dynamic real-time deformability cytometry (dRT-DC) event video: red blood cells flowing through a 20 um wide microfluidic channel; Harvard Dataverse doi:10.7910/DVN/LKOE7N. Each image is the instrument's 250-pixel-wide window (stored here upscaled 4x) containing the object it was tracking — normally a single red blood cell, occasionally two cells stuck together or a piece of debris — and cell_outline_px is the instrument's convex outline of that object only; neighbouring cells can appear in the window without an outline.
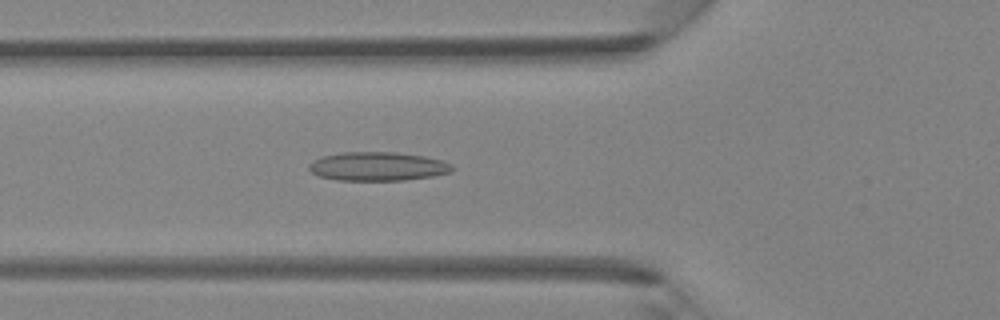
{"species": "Egyptian fruit bat (a non-hibernating species)", "species_latin": "Rousettus aegyptiacus", "temperature_condition": "room temperature", "stored_images_in_passage": 43, "camera_frame_rate_fps": 3000, "um_per_image_px": 0.085, "animal": {"sex": "female"}, "frame": {"image": 1, "passage_image": 15, "time_ms": 4.667, "image_size_px": [1000, 320], "cell_outline_px": [[456, 168], [452, 172], [432, 176], [404, 180], [336, 180], [320, 176], [312, 172], [308, 168], [308, 164], [312, 160], [320, 156], [344, 152], [396, 152], [424, 156], [444, 160], [452, 164]], "centroid_in_image_um": [32.13, 14.13], "position_along_channel_um": 93.7, "area_um2": 24.28}}
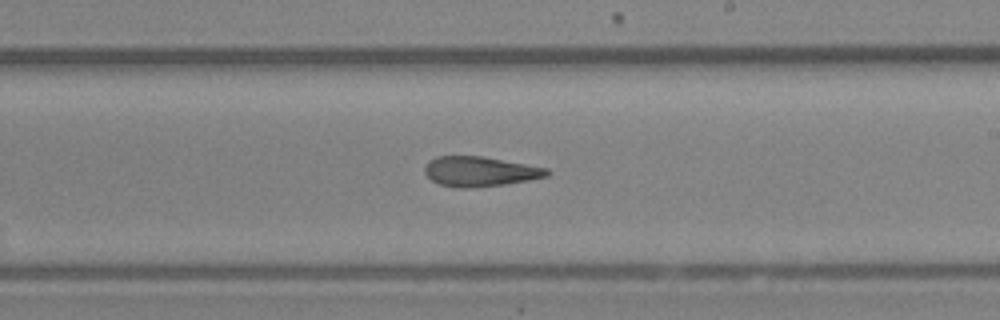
{"frame": {"image": 2, "passage_image": 25, "time_ms": 8.0, "image_size_px": [1000, 320], "cell_outline_px": [[552, 172], [548, 176], [528, 180], [504, 184], [468, 188], [464, 188], [440, 184], [432, 180], [424, 172], [424, 168], [428, 160], [436, 156], [484, 156], [548, 168]], "centroid_in_image_um": [40.81, 14.56], "position_along_channel_um": 248.2, "area_um2": 21.27}}
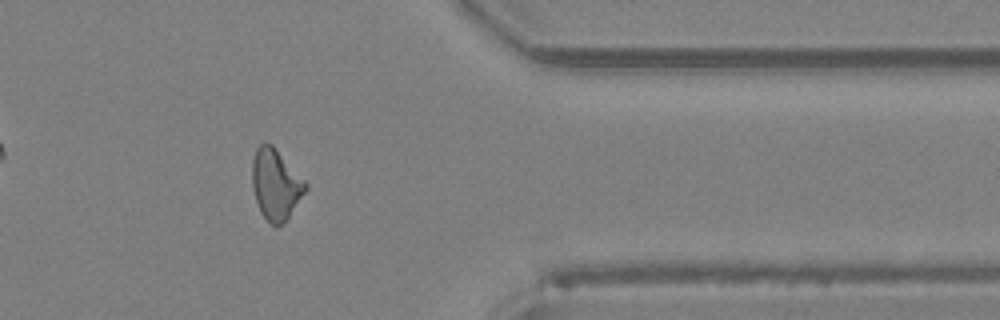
{"frame": {"image": 3, "passage_image": 35, "time_ms": 11.333, "image_size_px": [1000, 320], "cell_outline_px": [[308, 188], [288, 220], [276, 228], [260, 212], [252, 188], [252, 160], [256, 148], [264, 140], [272, 144], [308, 184]], "centroid_in_image_um": [23.44, 15.68], "position_along_channel_um": 388.0, "area_um2": 22.25}}